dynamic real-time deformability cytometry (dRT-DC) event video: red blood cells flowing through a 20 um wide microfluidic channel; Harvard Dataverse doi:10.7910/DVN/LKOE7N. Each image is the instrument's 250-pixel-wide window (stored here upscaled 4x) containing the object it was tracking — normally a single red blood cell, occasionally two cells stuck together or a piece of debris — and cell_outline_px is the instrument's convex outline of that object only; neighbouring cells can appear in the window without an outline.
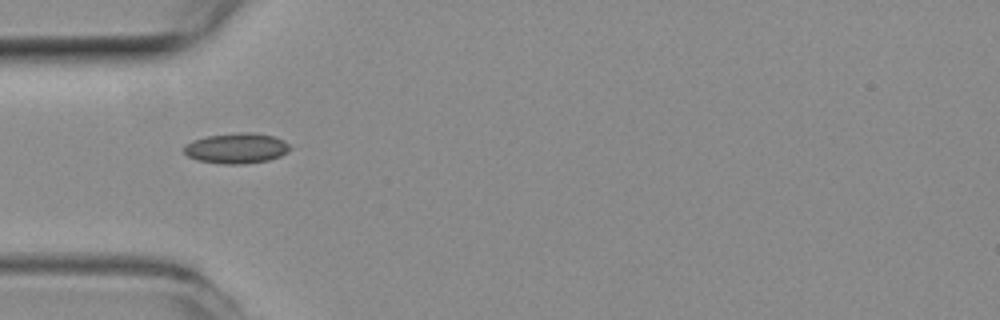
{"species": "common noctule bat (a hibernating species)", "species_latin": "Nyctalus noctula", "temperature_condition": "room temperature", "stored_images_in_passage": 21, "camera_frame_rate_fps": 3000, "um_per_image_px": 0.085, "animal": {"sex": "female", "body_mass_g": 19.3, "forearm_length_mm": 54.1}, "frame": {"image": 1, "passage_image": 1, "time_ms": 0.0, "image_size_px": [1000, 320], "cell_outline_px": [[292, 148], [288, 152], [280, 156], [268, 160], [244, 164], [220, 164], [196, 160], [188, 156], [184, 152], [184, 144], [192, 140], [208, 136], [240, 132], [256, 132], [276, 136], [284, 140]], "centroid_in_image_um": [20.12, 12.59], "position_along_channel_um": 64.9, "area_um2": 19.07}}
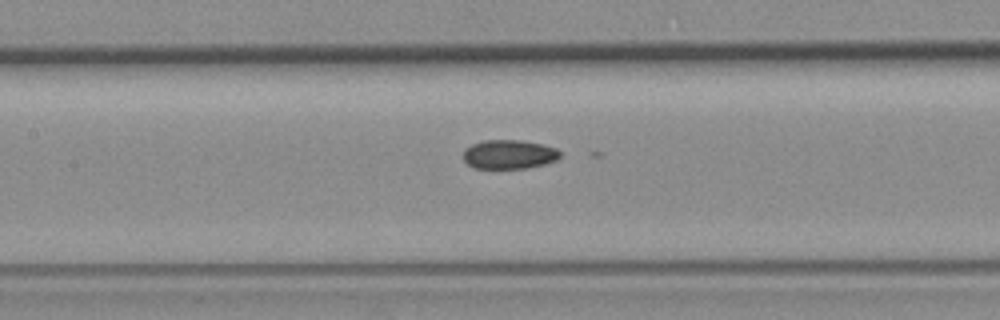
{"frame": {"image": 2, "passage_image": 9, "time_ms": 2.667, "image_size_px": [1000, 320], "cell_outline_px": [[560, 156], [556, 160], [544, 164], [528, 168], [472, 168], [464, 160], [464, 148], [472, 144], [484, 140], [520, 140], [544, 144], [556, 148], [560, 152]], "centroid_in_image_um": [43.27, 13.11], "position_along_channel_um": 164.1, "area_um2": 16.47}}
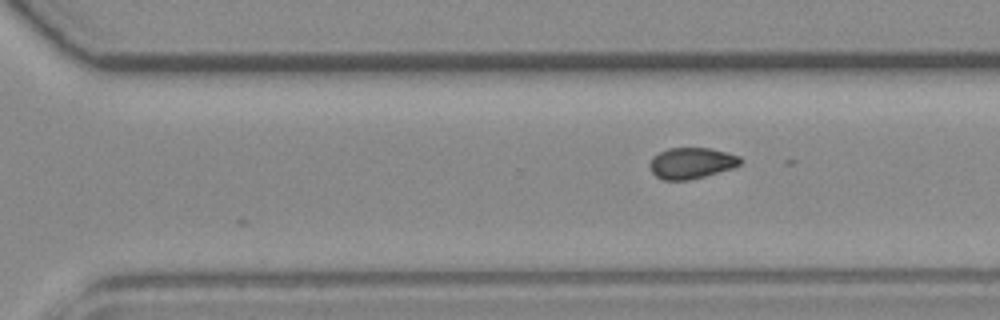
{"frame": {"image": 3, "passage_image": 21, "time_ms": 6.667, "image_size_px": [1000, 320], "cell_outline_px": [[744, 160], [740, 164], [732, 168], [704, 176], [688, 180], [664, 180], [656, 176], [652, 172], [648, 164], [652, 156], [668, 148], [708, 148], [740, 156]], "centroid_in_image_um": [58.75, 13.86], "position_along_channel_um": 311.9, "area_um2": 16.36}}